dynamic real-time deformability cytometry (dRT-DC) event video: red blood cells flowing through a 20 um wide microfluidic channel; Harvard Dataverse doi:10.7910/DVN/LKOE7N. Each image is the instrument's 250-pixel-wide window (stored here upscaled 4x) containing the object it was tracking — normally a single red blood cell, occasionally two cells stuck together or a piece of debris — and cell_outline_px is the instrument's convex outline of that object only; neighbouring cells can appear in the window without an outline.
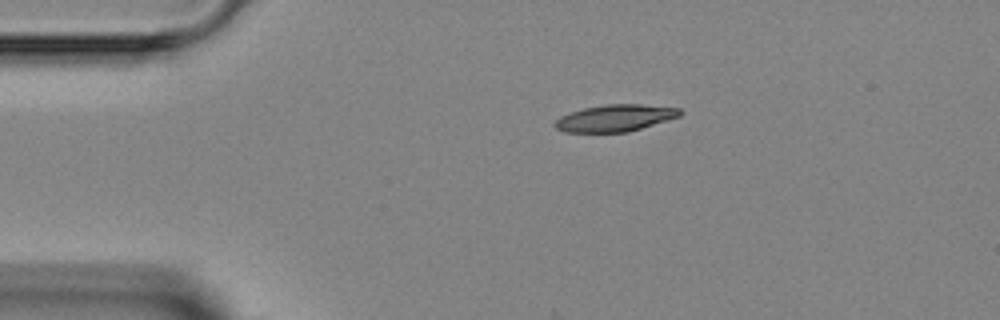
{"species": "Egyptian fruit bat (a non-hibernating species)", "species_latin": "Rousettus aegyptiacus", "temperature_condition": "room temperature", "stored_images_in_passage": 2, "camera_frame_rate_fps": 3000, "um_per_image_px": 0.085, "animal": {"sex": "female"}, "frame": {"image": 1, "passage_image": 1, "time_ms": 0.0, "image_size_px": [1000, 320], "cell_outline_px": [[684, 112], [680, 116], [668, 120], [628, 132], [564, 132], [556, 128], [552, 124], [560, 116], [584, 108], [604, 104], [640, 104], [680, 108]], "centroid_in_image_um": [52.29, 10.03], "position_along_channel_um": 32.7, "area_um2": 19.59}}